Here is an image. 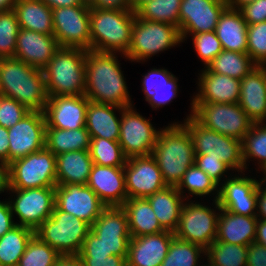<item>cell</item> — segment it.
<instances>
[{"mask_svg": "<svg viewBox=\"0 0 266 266\" xmlns=\"http://www.w3.org/2000/svg\"><path fill=\"white\" fill-rule=\"evenodd\" d=\"M116 54L87 50L84 95L100 104L134 106Z\"/></svg>", "mask_w": 266, "mask_h": 266, "instance_id": "1", "label": "cell"}, {"mask_svg": "<svg viewBox=\"0 0 266 266\" xmlns=\"http://www.w3.org/2000/svg\"><path fill=\"white\" fill-rule=\"evenodd\" d=\"M0 95L15 99L29 111L44 112L48 94L43 70L16 58H1Z\"/></svg>", "mask_w": 266, "mask_h": 266, "instance_id": "2", "label": "cell"}, {"mask_svg": "<svg viewBox=\"0 0 266 266\" xmlns=\"http://www.w3.org/2000/svg\"><path fill=\"white\" fill-rule=\"evenodd\" d=\"M167 186H177L190 166L195 151L188 129L180 122L161 128L151 153Z\"/></svg>", "mask_w": 266, "mask_h": 266, "instance_id": "3", "label": "cell"}, {"mask_svg": "<svg viewBox=\"0 0 266 266\" xmlns=\"http://www.w3.org/2000/svg\"><path fill=\"white\" fill-rule=\"evenodd\" d=\"M135 11L131 9H90V50L123 55L131 44Z\"/></svg>", "mask_w": 266, "mask_h": 266, "instance_id": "4", "label": "cell"}, {"mask_svg": "<svg viewBox=\"0 0 266 266\" xmlns=\"http://www.w3.org/2000/svg\"><path fill=\"white\" fill-rule=\"evenodd\" d=\"M87 50L60 47L43 69L49 96H79L85 91V60Z\"/></svg>", "mask_w": 266, "mask_h": 266, "instance_id": "5", "label": "cell"}, {"mask_svg": "<svg viewBox=\"0 0 266 266\" xmlns=\"http://www.w3.org/2000/svg\"><path fill=\"white\" fill-rule=\"evenodd\" d=\"M182 42L179 27L164 22L148 21L135 16L131 44L125 59L142 63L160 52L180 45Z\"/></svg>", "mask_w": 266, "mask_h": 266, "instance_id": "6", "label": "cell"}, {"mask_svg": "<svg viewBox=\"0 0 266 266\" xmlns=\"http://www.w3.org/2000/svg\"><path fill=\"white\" fill-rule=\"evenodd\" d=\"M90 231V224L55 206L51 216L35 230V235L60 255H78Z\"/></svg>", "mask_w": 266, "mask_h": 266, "instance_id": "7", "label": "cell"}, {"mask_svg": "<svg viewBox=\"0 0 266 266\" xmlns=\"http://www.w3.org/2000/svg\"><path fill=\"white\" fill-rule=\"evenodd\" d=\"M181 123L191 135L195 155L207 154V158L221 160L232 171L246 172L242 141L203 127L192 117V111Z\"/></svg>", "mask_w": 266, "mask_h": 266, "instance_id": "8", "label": "cell"}, {"mask_svg": "<svg viewBox=\"0 0 266 266\" xmlns=\"http://www.w3.org/2000/svg\"><path fill=\"white\" fill-rule=\"evenodd\" d=\"M190 110L203 127L240 141L254 124L239 103L191 104Z\"/></svg>", "mask_w": 266, "mask_h": 266, "instance_id": "9", "label": "cell"}, {"mask_svg": "<svg viewBox=\"0 0 266 266\" xmlns=\"http://www.w3.org/2000/svg\"><path fill=\"white\" fill-rule=\"evenodd\" d=\"M187 201V202H186ZM211 209L204 203L185 200L174 236L180 240L200 245L205 250L216 239L220 205L212 200ZM218 211V212H217Z\"/></svg>", "mask_w": 266, "mask_h": 266, "instance_id": "10", "label": "cell"}, {"mask_svg": "<svg viewBox=\"0 0 266 266\" xmlns=\"http://www.w3.org/2000/svg\"><path fill=\"white\" fill-rule=\"evenodd\" d=\"M10 189L56 187V156L44 148L9 164Z\"/></svg>", "mask_w": 266, "mask_h": 266, "instance_id": "11", "label": "cell"}, {"mask_svg": "<svg viewBox=\"0 0 266 266\" xmlns=\"http://www.w3.org/2000/svg\"><path fill=\"white\" fill-rule=\"evenodd\" d=\"M8 192L12 196L8 201L13 217L16 215V218H19V221L15 222L16 225L35 231L53 213L55 187L10 189Z\"/></svg>", "mask_w": 266, "mask_h": 266, "instance_id": "12", "label": "cell"}, {"mask_svg": "<svg viewBox=\"0 0 266 266\" xmlns=\"http://www.w3.org/2000/svg\"><path fill=\"white\" fill-rule=\"evenodd\" d=\"M90 9L84 3L52 9L53 35L60 47L90 50Z\"/></svg>", "mask_w": 266, "mask_h": 266, "instance_id": "13", "label": "cell"}, {"mask_svg": "<svg viewBox=\"0 0 266 266\" xmlns=\"http://www.w3.org/2000/svg\"><path fill=\"white\" fill-rule=\"evenodd\" d=\"M133 107H126L121 112L118 142L127 159L151 155L160 131Z\"/></svg>", "mask_w": 266, "mask_h": 266, "instance_id": "14", "label": "cell"}, {"mask_svg": "<svg viewBox=\"0 0 266 266\" xmlns=\"http://www.w3.org/2000/svg\"><path fill=\"white\" fill-rule=\"evenodd\" d=\"M46 119L44 112L30 111L8 128L9 164L16 159L45 148Z\"/></svg>", "mask_w": 266, "mask_h": 266, "instance_id": "15", "label": "cell"}, {"mask_svg": "<svg viewBox=\"0 0 266 266\" xmlns=\"http://www.w3.org/2000/svg\"><path fill=\"white\" fill-rule=\"evenodd\" d=\"M226 7V0H182L179 12L182 41L193 34L215 31Z\"/></svg>", "mask_w": 266, "mask_h": 266, "instance_id": "16", "label": "cell"}, {"mask_svg": "<svg viewBox=\"0 0 266 266\" xmlns=\"http://www.w3.org/2000/svg\"><path fill=\"white\" fill-rule=\"evenodd\" d=\"M230 175L219 185L217 201L220 208L239 215L256 216L260 181L255 177L245 176L244 172L235 176Z\"/></svg>", "mask_w": 266, "mask_h": 266, "instance_id": "17", "label": "cell"}, {"mask_svg": "<svg viewBox=\"0 0 266 266\" xmlns=\"http://www.w3.org/2000/svg\"><path fill=\"white\" fill-rule=\"evenodd\" d=\"M55 206L90 225L107 207L91 188L77 184L57 185Z\"/></svg>", "mask_w": 266, "mask_h": 266, "instance_id": "18", "label": "cell"}, {"mask_svg": "<svg viewBox=\"0 0 266 266\" xmlns=\"http://www.w3.org/2000/svg\"><path fill=\"white\" fill-rule=\"evenodd\" d=\"M124 173L128 198H147L167 186L152 155L128 158Z\"/></svg>", "mask_w": 266, "mask_h": 266, "instance_id": "19", "label": "cell"}, {"mask_svg": "<svg viewBox=\"0 0 266 266\" xmlns=\"http://www.w3.org/2000/svg\"><path fill=\"white\" fill-rule=\"evenodd\" d=\"M91 231L109 252L127 257L131 235L127 214L122 206L106 207L91 225Z\"/></svg>", "mask_w": 266, "mask_h": 266, "instance_id": "20", "label": "cell"}, {"mask_svg": "<svg viewBox=\"0 0 266 266\" xmlns=\"http://www.w3.org/2000/svg\"><path fill=\"white\" fill-rule=\"evenodd\" d=\"M90 100L79 96H49L44 110L46 128L78 129L85 127L86 109Z\"/></svg>", "mask_w": 266, "mask_h": 266, "instance_id": "21", "label": "cell"}, {"mask_svg": "<svg viewBox=\"0 0 266 266\" xmlns=\"http://www.w3.org/2000/svg\"><path fill=\"white\" fill-rule=\"evenodd\" d=\"M86 185L107 207L122 206L128 198L124 167L93 164Z\"/></svg>", "mask_w": 266, "mask_h": 266, "instance_id": "22", "label": "cell"}, {"mask_svg": "<svg viewBox=\"0 0 266 266\" xmlns=\"http://www.w3.org/2000/svg\"><path fill=\"white\" fill-rule=\"evenodd\" d=\"M59 48L54 35L21 28L16 39L14 58L43 70Z\"/></svg>", "mask_w": 266, "mask_h": 266, "instance_id": "23", "label": "cell"}, {"mask_svg": "<svg viewBox=\"0 0 266 266\" xmlns=\"http://www.w3.org/2000/svg\"><path fill=\"white\" fill-rule=\"evenodd\" d=\"M200 76V77H199ZM198 76V93L191 98V104L238 103L240 80L202 68Z\"/></svg>", "mask_w": 266, "mask_h": 266, "instance_id": "24", "label": "cell"}, {"mask_svg": "<svg viewBox=\"0 0 266 266\" xmlns=\"http://www.w3.org/2000/svg\"><path fill=\"white\" fill-rule=\"evenodd\" d=\"M174 233L131 237L128 245L127 266H160L165 259Z\"/></svg>", "mask_w": 266, "mask_h": 266, "instance_id": "25", "label": "cell"}, {"mask_svg": "<svg viewBox=\"0 0 266 266\" xmlns=\"http://www.w3.org/2000/svg\"><path fill=\"white\" fill-rule=\"evenodd\" d=\"M238 103L254 123L266 122V66L257 65L240 80Z\"/></svg>", "mask_w": 266, "mask_h": 266, "instance_id": "26", "label": "cell"}, {"mask_svg": "<svg viewBox=\"0 0 266 266\" xmlns=\"http://www.w3.org/2000/svg\"><path fill=\"white\" fill-rule=\"evenodd\" d=\"M123 109L115 105L89 101L86 109L85 127L90 137L118 141ZM116 111L119 116L116 115Z\"/></svg>", "mask_w": 266, "mask_h": 266, "instance_id": "27", "label": "cell"}, {"mask_svg": "<svg viewBox=\"0 0 266 266\" xmlns=\"http://www.w3.org/2000/svg\"><path fill=\"white\" fill-rule=\"evenodd\" d=\"M256 216H244L220 209L216 241L248 246L255 240Z\"/></svg>", "mask_w": 266, "mask_h": 266, "instance_id": "28", "label": "cell"}, {"mask_svg": "<svg viewBox=\"0 0 266 266\" xmlns=\"http://www.w3.org/2000/svg\"><path fill=\"white\" fill-rule=\"evenodd\" d=\"M247 26L239 9L226 7L215 29L223 50L247 53Z\"/></svg>", "mask_w": 266, "mask_h": 266, "instance_id": "29", "label": "cell"}, {"mask_svg": "<svg viewBox=\"0 0 266 266\" xmlns=\"http://www.w3.org/2000/svg\"><path fill=\"white\" fill-rule=\"evenodd\" d=\"M93 164L89 150L56 155V185H86Z\"/></svg>", "mask_w": 266, "mask_h": 266, "instance_id": "30", "label": "cell"}, {"mask_svg": "<svg viewBox=\"0 0 266 266\" xmlns=\"http://www.w3.org/2000/svg\"><path fill=\"white\" fill-rule=\"evenodd\" d=\"M147 199L161 227L174 233L179 224L181 208L186 200L176 186H166Z\"/></svg>", "mask_w": 266, "mask_h": 266, "instance_id": "31", "label": "cell"}, {"mask_svg": "<svg viewBox=\"0 0 266 266\" xmlns=\"http://www.w3.org/2000/svg\"><path fill=\"white\" fill-rule=\"evenodd\" d=\"M128 219L131 237L157 234L165 231L147 198H127L122 205Z\"/></svg>", "mask_w": 266, "mask_h": 266, "instance_id": "32", "label": "cell"}, {"mask_svg": "<svg viewBox=\"0 0 266 266\" xmlns=\"http://www.w3.org/2000/svg\"><path fill=\"white\" fill-rule=\"evenodd\" d=\"M20 28L53 35L52 9L41 0H18L13 9Z\"/></svg>", "mask_w": 266, "mask_h": 266, "instance_id": "33", "label": "cell"}, {"mask_svg": "<svg viewBox=\"0 0 266 266\" xmlns=\"http://www.w3.org/2000/svg\"><path fill=\"white\" fill-rule=\"evenodd\" d=\"M91 137L86 127L78 129H45V148L55 156L69 151L89 150Z\"/></svg>", "mask_w": 266, "mask_h": 266, "instance_id": "34", "label": "cell"}, {"mask_svg": "<svg viewBox=\"0 0 266 266\" xmlns=\"http://www.w3.org/2000/svg\"><path fill=\"white\" fill-rule=\"evenodd\" d=\"M35 231L15 225L0 237V266H17Z\"/></svg>", "mask_w": 266, "mask_h": 266, "instance_id": "35", "label": "cell"}, {"mask_svg": "<svg viewBox=\"0 0 266 266\" xmlns=\"http://www.w3.org/2000/svg\"><path fill=\"white\" fill-rule=\"evenodd\" d=\"M256 66L248 53L222 50L207 68L211 72L241 80Z\"/></svg>", "mask_w": 266, "mask_h": 266, "instance_id": "36", "label": "cell"}, {"mask_svg": "<svg viewBox=\"0 0 266 266\" xmlns=\"http://www.w3.org/2000/svg\"><path fill=\"white\" fill-rule=\"evenodd\" d=\"M176 188L186 200H188L189 195L191 197L193 195L194 197H206L210 194L215 195L213 200H217L219 195V185L209 175L199 169L196 164L188 168ZM186 192L189 195L184 194Z\"/></svg>", "mask_w": 266, "mask_h": 266, "instance_id": "37", "label": "cell"}, {"mask_svg": "<svg viewBox=\"0 0 266 266\" xmlns=\"http://www.w3.org/2000/svg\"><path fill=\"white\" fill-rule=\"evenodd\" d=\"M181 2L182 0H149L140 5L135 14L141 19L179 27Z\"/></svg>", "mask_w": 266, "mask_h": 266, "instance_id": "38", "label": "cell"}, {"mask_svg": "<svg viewBox=\"0 0 266 266\" xmlns=\"http://www.w3.org/2000/svg\"><path fill=\"white\" fill-rule=\"evenodd\" d=\"M247 246L214 241L205 250L211 266H247Z\"/></svg>", "mask_w": 266, "mask_h": 266, "instance_id": "39", "label": "cell"}, {"mask_svg": "<svg viewBox=\"0 0 266 266\" xmlns=\"http://www.w3.org/2000/svg\"><path fill=\"white\" fill-rule=\"evenodd\" d=\"M243 160L245 170L250 161H257V170L266 165V123H254L242 140ZM252 159V160H251ZM248 162V163H247ZM260 169V170H259Z\"/></svg>", "mask_w": 266, "mask_h": 266, "instance_id": "40", "label": "cell"}, {"mask_svg": "<svg viewBox=\"0 0 266 266\" xmlns=\"http://www.w3.org/2000/svg\"><path fill=\"white\" fill-rule=\"evenodd\" d=\"M202 256H205L203 247L174 237L160 266H201Z\"/></svg>", "mask_w": 266, "mask_h": 266, "instance_id": "41", "label": "cell"}, {"mask_svg": "<svg viewBox=\"0 0 266 266\" xmlns=\"http://www.w3.org/2000/svg\"><path fill=\"white\" fill-rule=\"evenodd\" d=\"M89 153L93 163L99 166L124 167L127 158L118 141L105 138H91Z\"/></svg>", "mask_w": 266, "mask_h": 266, "instance_id": "42", "label": "cell"}, {"mask_svg": "<svg viewBox=\"0 0 266 266\" xmlns=\"http://www.w3.org/2000/svg\"><path fill=\"white\" fill-rule=\"evenodd\" d=\"M61 255L34 235L28 242L17 266H55Z\"/></svg>", "mask_w": 266, "mask_h": 266, "instance_id": "43", "label": "cell"}, {"mask_svg": "<svg viewBox=\"0 0 266 266\" xmlns=\"http://www.w3.org/2000/svg\"><path fill=\"white\" fill-rule=\"evenodd\" d=\"M20 29L14 10L0 13V58H14Z\"/></svg>", "mask_w": 266, "mask_h": 266, "instance_id": "44", "label": "cell"}, {"mask_svg": "<svg viewBox=\"0 0 266 266\" xmlns=\"http://www.w3.org/2000/svg\"><path fill=\"white\" fill-rule=\"evenodd\" d=\"M247 53L258 66H266V21L247 26Z\"/></svg>", "mask_w": 266, "mask_h": 266, "instance_id": "45", "label": "cell"}, {"mask_svg": "<svg viewBox=\"0 0 266 266\" xmlns=\"http://www.w3.org/2000/svg\"><path fill=\"white\" fill-rule=\"evenodd\" d=\"M194 50L206 68L212 60L223 50L216 32H204L192 35Z\"/></svg>", "mask_w": 266, "mask_h": 266, "instance_id": "46", "label": "cell"}, {"mask_svg": "<svg viewBox=\"0 0 266 266\" xmlns=\"http://www.w3.org/2000/svg\"><path fill=\"white\" fill-rule=\"evenodd\" d=\"M30 111L15 99L0 95V126L13 127Z\"/></svg>", "mask_w": 266, "mask_h": 266, "instance_id": "47", "label": "cell"}, {"mask_svg": "<svg viewBox=\"0 0 266 266\" xmlns=\"http://www.w3.org/2000/svg\"><path fill=\"white\" fill-rule=\"evenodd\" d=\"M195 164L205 172L211 179L220 185L227 178L228 171L232 169L219 159L207 158V154L195 155ZM226 175V176H225ZM223 177V180H222Z\"/></svg>", "mask_w": 266, "mask_h": 266, "instance_id": "48", "label": "cell"}, {"mask_svg": "<svg viewBox=\"0 0 266 266\" xmlns=\"http://www.w3.org/2000/svg\"><path fill=\"white\" fill-rule=\"evenodd\" d=\"M174 76L165 68H152L146 74L143 75L141 90L144 92L145 101L153 96L154 89L159 85H170V79Z\"/></svg>", "mask_w": 266, "mask_h": 266, "instance_id": "49", "label": "cell"}, {"mask_svg": "<svg viewBox=\"0 0 266 266\" xmlns=\"http://www.w3.org/2000/svg\"><path fill=\"white\" fill-rule=\"evenodd\" d=\"M178 78L174 75L170 79V85H159L154 89V95L151 96L147 102L153 109H160L172 102L178 94Z\"/></svg>", "mask_w": 266, "mask_h": 266, "instance_id": "50", "label": "cell"}, {"mask_svg": "<svg viewBox=\"0 0 266 266\" xmlns=\"http://www.w3.org/2000/svg\"><path fill=\"white\" fill-rule=\"evenodd\" d=\"M114 255L106 249V246L100 239L90 231L84 240L82 248L77 255L78 257H108Z\"/></svg>", "mask_w": 266, "mask_h": 266, "instance_id": "51", "label": "cell"}, {"mask_svg": "<svg viewBox=\"0 0 266 266\" xmlns=\"http://www.w3.org/2000/svg\"><path fill=\"white\" fill-rule=\"evenodd\" d=\"M247 25L266 21V0H255L239 8Z\"/></svg>", "mask_w": 266, "mask_h": 266, "instance_id": "52", "label": "cell"}, {"mask_svg": "<svg viewBox=\"0 0 266 266\" xmlns=\"http://www.w3.org/2000/svg\"><path fill=\"white\" fill-rule=\"evenodd\" d=\"M83 266H127V257L111 255L108 257H79Z\"/></svg>", "mask_w": 266, "mask_h": 266, "instance_id": "53", "label": "cell"}, {"mask_svg": "<svg viewBox=\"0 0 266 266\" xmlns=\"http://www.w3.org/2000/svg\"><path fill=\"white\" fill-rule=\"evenodd\" d=\"M247 250V266H266V246L252 242Z\"/></svg>", "mask_w": 266, "mask_h": 266, "instance_id": "54", "label": "cell"}, {"mask_svg": "<svg viewBox=\"0 0 266 266\" xmlns=\"http://www.w3.org/2000/svg\"><path fill=\"white\" fill-rule=\"evenodd\" d=\"M12 209L8 199L0 200V237L13 228L15 220H13Z\"/></svg>", "mask_w": 266, "mask_h": 266, "instance_id": "55", "label": "cell"}, {"mask_svg": "<svg viewBox=\"0 0 266 266\" xmlns=\"http://www.w3.org/2000/svg\"><path fill=\"white\" fill-rule=\"evenodd\" d=\"M90 8L95 9H131L129 0H95Z\"/></svg>", "mask_w": 266, "mask_h": 266, "instance_id": "56", "label": "cell"}, {"mask_svg": "<svg viewBox=\"0 0 266 266\" xmlns=\"http://www.w3.org/2000/svg\"><path fill=\"white\" fill-rule=\"evenodd\" d=\"M256 217L266 220V184L261 182L258 184L257 190Z\"/></svg>", "mask_w": 266, "mask_h": 266, "instance_id": "57", "label": "cell"}, {"mask_svg": "<svg viewBox=\"0 0 266 266\" xmlns=\"http://www.w3.org/2000/svg\"><path fill=\"white\" fill-rule=\"evenodd\" d=\"M0 159L9 164L8 128L0 126Z\"/></svg>", "mask_w": 266, "mask_h": 266, "instance_id": "58", "label": "cell"}, {"mask_svg": "<svg viewBox=\"0 0 266 266\" xmlns=\"http://www.w3.org/2000/svg\"><path fill=\"white\" fill-rule=\"evenodd\" d=\"M10 190L9 164L0 159V194Z\"/></svg>", "mask_w": 266, "mask_h": 266, "instance_id": "59", "label": "cell"}, {"mask_svg": "<svg viewBox=\"0 0 266 266\" xmlns=\"http://www.w3.org/2000/svg\"><path fill=\"white\" fill-rule=\"evenodd\" d=\"M55 266H83L77 255H61L55 263Z\"/></svg>", "mask_w": 266, "mask_h": 266, "instance_id": "60", "label": "cell"}, {"mask_svg": "<svg viewBox=\"0 0 266 266\" xmlns=\"http://www.w3.org/2000/svg\"><path fill=\"white\" fill-rule=\"evenodd\" d=\"M254 242L266 246V220L258 219Z\"/></svg>", "mask_w": 266, "mask_h": 266, "instance_id": "61", "label": "cell"}, {"mask_svg": "<svg viewBox=\"0 0 266 266\" xmlns=\"http://www.w3.org/2000/svg\"><path fill=\"white\" fill-rule=\"evenodd\" d=\"M45 2L51 9L59 7H72L80 5L82 2L80 0H41Z\"/></svg>", "mask_w": 266, "mask_h": 266, "instance_id": "62", "label": "cell"}, {"mask_svg": "<svg viewBox=\"0 0 266 266\" xmlns=\"http://www.w3.org/2000/svg\"><path fill=\"white\" fill-rule=\"evenodd\" d=\"M18 0H0V13L13 10Z\"/></svg>", "mask_w": 266, "mask_h": 266, "instance_id": "63", "label": "cell"}, {"mask_svg": "<svg viewBox=\"0 0 266 266\" xmlns=\"http://www.w3.org/2000/svg\"><path fill=\"white\" fill-rule=\"evenodd\" d=\"M255 0H226L227 7L233 8V9H239L243 5L253 2Z\"/></svg>", "mask_w": 266, "mask_h": 266, "instance_id": "64", "label": "cell"}, {"mask_svg": "<svg viewBox=\"0 0 266 266\" xmlns=\"http://www.w3.org/2000/svg\"><path fill=\"white\" fill-rule=\"evenodd\" d=\"M149 0H129L132 11H135L140 5Z\"/></svg>", "mask_w": 266, "mask_h": 266, "instance_id": "65", "label": "cell"}, {"mask_svg": "<svg viewBox=\"0 0 266 266\" xmlns=\"http://www.w3.org/2000/svg\"><path fill=\"white\" fill-rule=\"evenodd\" d=\"M261 171H262V173H263L264 175H263V177H262L261 179H259V180H260L261 183L266 184V165H265V167H264Z\"/></svg>", "mask_w": 266, "mask_h": 266, "instance_id": "66", "label": "cell"}, {"mask_svg": "<svg viewBox=\"0 0 266 266\" xmlns=\"http://www.w3.org/2000/svg\"><path fill=\"white\" fill-rule=\"evenodd\" d=\"M82 3L87 4V5H91L95 0H80Z\"/></svg>", "mask_w": 266, "mask_h": 266, "instance_id": "67", "label": "cell"}, {"mask_svg": "<svg viewBox=\"0 0 266 266\" xmlns=\"http://www.w3.org/2000/svg\"><path fill=\"white\" fill-rule=\"evenodd\" d=\"M201 266H211V265L206 261V263L205 264L202 263Z\"/></svg>", "mask_w": 266, "mask_h": 266, "instance_id": "68", "label": "cell"}]
</instances>
